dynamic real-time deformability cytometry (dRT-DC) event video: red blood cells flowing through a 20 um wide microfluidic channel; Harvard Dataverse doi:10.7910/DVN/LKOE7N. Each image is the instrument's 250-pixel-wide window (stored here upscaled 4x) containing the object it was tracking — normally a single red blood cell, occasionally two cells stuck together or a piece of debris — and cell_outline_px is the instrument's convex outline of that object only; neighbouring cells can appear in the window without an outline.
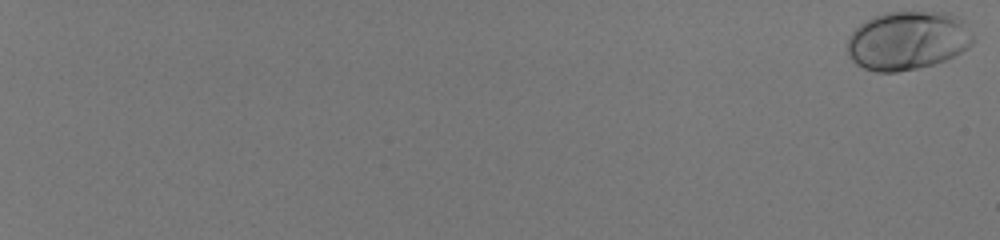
{"species": "human", "species_latin": "Homo sapiens", "temperature_condition": "room temperature", "stored_images_in_passage": 59, "camera_frame_rate_fps": 3000, "um_per_image_px": 0.085, "donor": {"sex": "male"}, "frame": {"image": 1, "passage_image": 1, "time_ms": 0.0, "image_size_px": [1000, 240], "cell_outline_px": [[976, 40], [968, 48], [944, 60], [932, 64], [916, 68], [896, 72], [876, 72], [864, 68], [856, 64], [848, 56], [848, 36], [864, 20], [872, 16], [884, 12], [948, 12], [960, 16], [964, 20]], "centroid_in_image_um": [77.16, 3.42], "position_along_channel_um": 7.8, "area_um2": 43.41}}
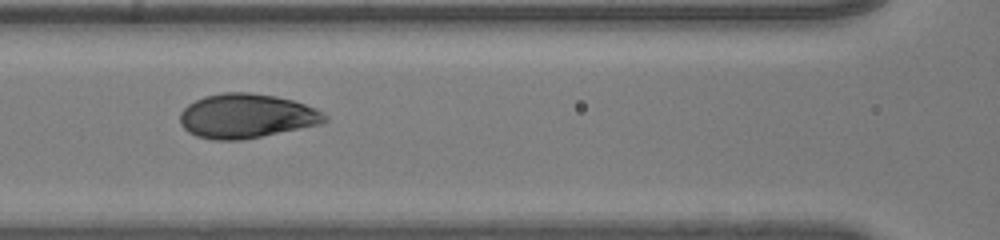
{"frame": {"image": 2, "passage_image": 34, "time_ms": 11.0, "image_size_px": [1000, 240], "cell_outline_px": [[328, 120], [320, 124], [240, 140], [212, 140], [196, 136], [188, 132], [180, 124], [180, 112], [188, 104], [204, 96], [224, 92], [248, 92], [276, 96], [292, 100], [316, 108], [324, 112], [328, 116]], "centroid_in_image_um": [20.94, 9.85], "position_along_channel_um": 145.7, "area_um2": 37.4}}
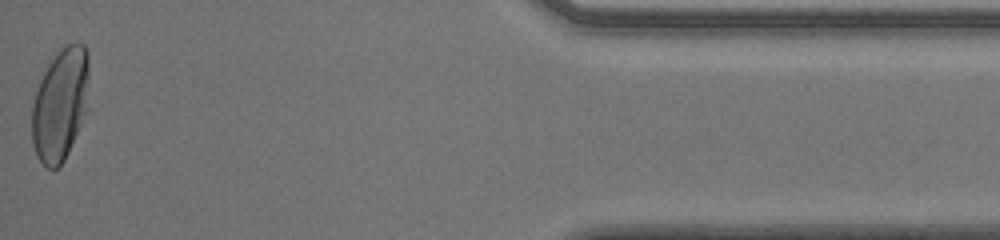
{"frame": {"image": 3, "passage_image": 59, "time_ms": 19.333, "image_size_px": [1000, 240], "cell_outline_px": [[88, 108], [68, 152], [64, 160], [52, 172], [44, 168], [36, 156], [32, 144], [32, 108], [36, 92], [40, 80], [48, 64], [60, 48], [76, 40], [84, 44], [88, 52]], "centroid_in_image_um": [5.12, 8.88], "position_along_channel_um": 430.1, "area_um2": 37.92}, "authors_computed_cell_mechanics": {"area_um2": 38.0902, "velocity_mm_per_s": 4.0456, "shape_relaxation_time_tau1_ms": 2.7668, "shape_relaxation_time_tau2_ms": null, "deformation_change_tau1": 0.1599, "deformation_change_tau2": null}}